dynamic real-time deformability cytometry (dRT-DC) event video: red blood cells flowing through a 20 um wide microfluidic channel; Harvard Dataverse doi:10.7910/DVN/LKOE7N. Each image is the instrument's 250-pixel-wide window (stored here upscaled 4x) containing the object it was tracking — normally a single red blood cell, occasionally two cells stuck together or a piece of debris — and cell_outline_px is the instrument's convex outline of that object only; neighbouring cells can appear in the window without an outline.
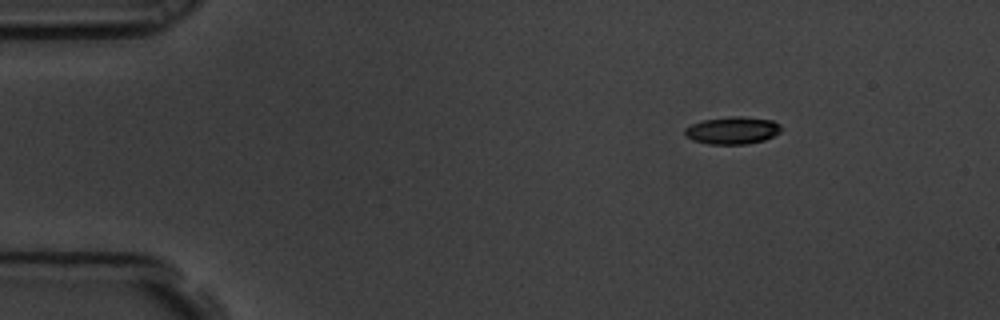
{"species": "common noctule bat (a hibernating species)", "species_latin": "Nyctalus noctula", "temperature_condition": "room temperature", "stored_images_in_passage": 4, "segment_of_instrument_passage": [1, 2], "camera_frame_rate_fps": 3000, "um_per_image_px": 0.085, "animal": {"sex": "male", "body_mass_g": 19.5, "forearm_length_mm": 54.6}, "frame": {"image": 1, "passage_image": 1, "time_ms": 0.0, "image_size_px": [1000, 320], "cell_outline_px": [[784, 128], [780, 132], [764, 140], [748, 144], [708, 144], [692, 140], [684, 136], [684, 128], [692, 124], [704, 120], [728, 116], [744, 116], [772, 120], [780, 124]], "centroid_in_image_um": [62.26, 11.08], "position_along_channel_um": 22.7, "area_um2": 15.61}}
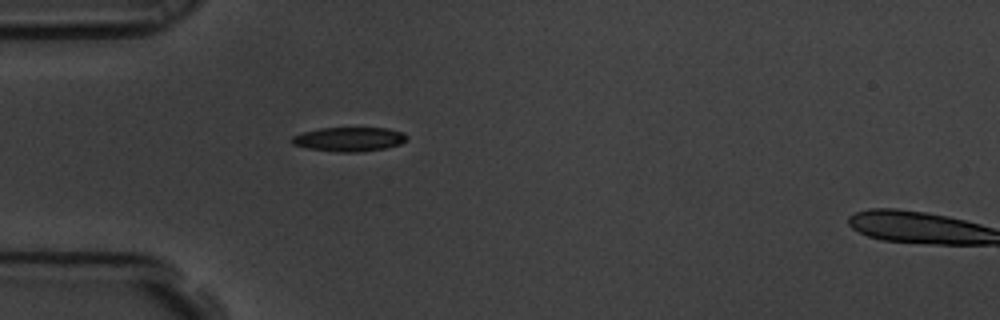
{"frame": {"image": 2, "passage_image": 3, "time_ms": 0.667, "image_size_px": [1000, 320], "cell_outline_px": [[408, 140], [400, 144], [384, 148], [360, 152], [336, 152], [308, 148], [292, 144], [288, 140], [292, 136], [304, 132], [320, 128], [388, 128], [404, 132], [408, 136]], "centroid_in_image_um": [29.68, 11.83], "position_along_channel_um": 55.3, "area_um2": 16.36}}